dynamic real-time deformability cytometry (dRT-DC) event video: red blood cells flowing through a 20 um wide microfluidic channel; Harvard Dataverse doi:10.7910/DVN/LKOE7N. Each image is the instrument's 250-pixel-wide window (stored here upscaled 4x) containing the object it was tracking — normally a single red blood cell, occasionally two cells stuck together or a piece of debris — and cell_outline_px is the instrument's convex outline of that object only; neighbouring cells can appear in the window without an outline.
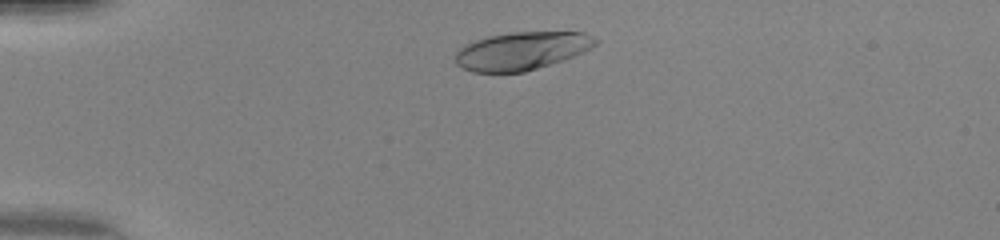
{"species": "human", "species_latin": "Homo sapiens", "temperature_condition": "warm", "stored_images_in_passage": 35, "camera_frame_rate_fps": 3000, "um_per_image_px": 0.085, "donor": {"sex": "female"}, "frame": {"image": 1, "passage_image": 4, "time_ms": 1.0, "image_size_px": [1000, 240], "cell_outline_px": [[596, 44], [592, 48], [584, 52], [564, 60], [524, 72], [472, 72], [456, 64], [456, 52], [464, 44], [488, 36], [512, 32], [584, 32], [596, 40]], "centroid_in_image_um": [44.34, 4.32], "position_along_channel_um": 40.7, "area_um2": 30.92}}
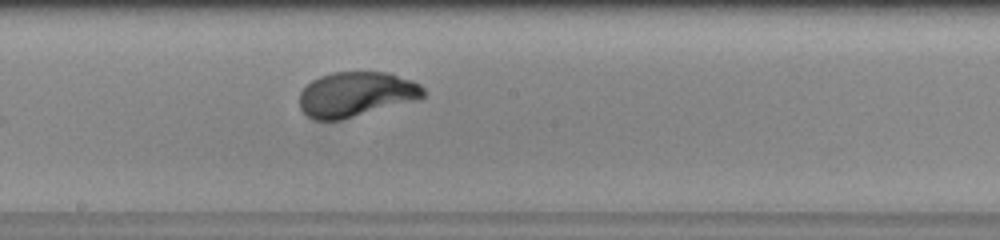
{"frame": {"image": 2, "passage_image": 20, "time_ms": 6.333, "image_size_px": [1000, 240], "cell_outline_px": [[424, 96], [420, 100], [340, 120], [312, 120], [300, 108], [300, 92], [312, 80], [320, 76], [332, 72], [388, 72], [412, 80], [420, 84], [424, 88]], "centroid_in_image_um": [30.3, 8.02], "position_along_channel_um": 217.9, "area_um2": 32.66}}
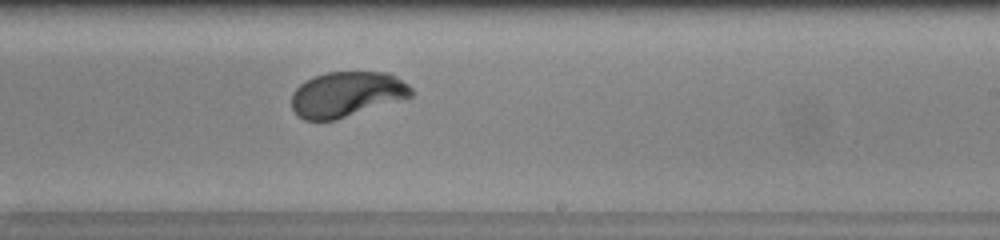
{"frame": {"image": 3, "passage_image": 23, "time_ms": 7.333, "image_size_px": [1000, 240], "cell_outline_px": [[412, 96], [336, 120], [304, 120], [296, 116], [292, 108], [292, 92], [300, 84], [316, 76], [328, 72], [388, 72], [396, 76], [408, 84], [412, 88]], "centroid_in_image_um": [29.45, 8.02], "position_along_channel_um": 259.5, "area_um2": 31.44}, "authors_computed_cell_mechanics": {"area_um2": 32.1946, "velocity_mm_per_s": 4.163, "shape_relaxation_time_tau1_ms": 1.902, "shape_relaxation_time_tau2_ms": null, "deformation_change_tau1": 0.1804, "deformation_change_tau2": null}}